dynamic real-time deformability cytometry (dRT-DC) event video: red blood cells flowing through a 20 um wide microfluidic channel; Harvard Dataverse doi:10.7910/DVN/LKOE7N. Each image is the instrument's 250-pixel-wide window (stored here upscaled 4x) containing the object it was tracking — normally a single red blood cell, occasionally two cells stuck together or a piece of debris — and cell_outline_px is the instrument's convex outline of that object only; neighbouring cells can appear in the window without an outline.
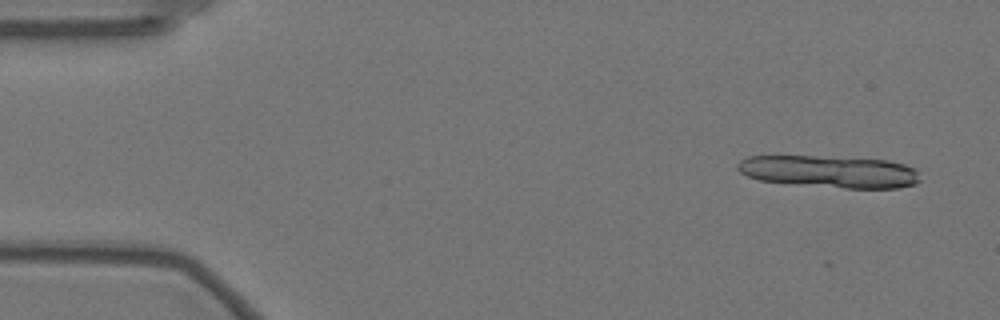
{"species": "Egyptian fruit bat (a non-hibernating species)", "species_latin": "Rousettus aegyptiacus", "temperature_condition": "warm", "stored_images_in_passage": 13, "camera_frame_rate_fps": 3000, "um_per_image_px": 0.085, "animal": {"sex": "female"}, "frame": {"image": 1, "passage_image": 3, "time_ms": 0.667, "image_size_px": [1000, 320], "cell_outline_px": [[920, 180], [916, 184], [900, 188], [844, 188], [760, 180], [748, 176], [740, 172], [736, 168], [736, 164], [740, 160], [748, 156], [816, 156], [888, 160], [904, 164], [912, 168], [916, 172]], "centroid_in_image_um": [70.5, 14.58], "position_along_channel_um": 14.5, "area_um2": 33.93}}